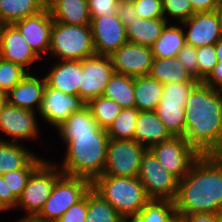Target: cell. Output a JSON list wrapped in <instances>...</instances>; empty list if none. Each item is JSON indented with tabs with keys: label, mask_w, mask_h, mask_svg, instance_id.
I'll use <instances>...</instances> for the list:
<instances>
[{
	"label": "cell",
	"mask_w": 222,
	"mask_h": 222,
	"mask_svg": "<svg viewBox=\"0 0 222 222\" xmlns=\"http://www.w3.org/2000/svg\"><path fill=\"white\" fill-rule=\"evenodd\" d=\"M57 129L67 145L62 173L88 179L91 183L101 176L110 138L106 130L97 125L89 107L85 105L73 112Z\"/></svg>",
	"instance_id": "6da1fadb"
},
{
	"label": "cell",
	"mask_w": 222,
	"mask_h": 222,
	"mask_svg": "<svg viewBox=\"0 0 222 222\" xmlns=\"http://www.w3.org/2000/svg\"><path fill=\"white\" fill-rule=\"evenodd\" d=\"M184 108L188 143L200 155H222V90L199 82Z\"/></svg>",
	"instance_id": "7a4b0ae2"
},
{
	"label": "cell",
	"mask_w": 222,
	"mask_h": 222,
	"mask_svg": "<svg viewBox=\"0 0 222 222\" xmlns=\"http://www.w3.org/2000/svg\"><path fill=\"white\" fill-rule=\"evenodd\" d=\"M177 215L219 213L222 206V155H201L178 181Z\"/></svg>",
	"instance_id": "3957f363"
},
{
	"label": "cell",
	"mask_w": 222,
	"mask_h": 222,
	"mask_svg": "<svg viewBox=\"0 0 222 222\" xmlns=\"http://www.w3.org/2000/svg\"><path fill=\"white\" fill-rule=\"evenodd\" d=\"M91 188L126 221L134 218L151 200L138 177L101 175L91 183Z\"/></svg>",
	"instance_id": "277c9868"
},
{
	"label": "cell",
	"mask_w": 222,
	"mask_h": 222,
	"mask_svg": "<svg viewBox=\"0 0 222 222\" xmlns=\"http://www.w3.org/2000/svg\"><path fill=\"white\" fill-rule=\"evenodd\" d=\"M48 53L60 61H81L95 55L91 25L76 26L54 21Z\"/></svg>",
	"instance_id": "5b68a950"
},
{
	"label": "cell",
	"mask_w": 222,
	"mask_h": 222,
	"mask_svg": "<svg viewBox=\"0 0 222 222\" xmlns=\"http://www.w3.org/2000/svg\"><path fill=\"white\" fill-rule=\"evenodd\" d=\"M90 189L91 182L88 179L62 174L55 181L51 195L37 217L56 222L72 205L80 201Z\"/></svg>",
	"instance_id": "8992f818"
},
{
	"label": "cell",
	"mask_w": 222,
	"mask_h": 222,
	"mask_svg": "<svg viewBox=\"0 0 222 222\" xmlns=\"http://www.w3.org/2000/svg\"><path fill=\"white\" fill-rule=\"evenodd\" d=\"M59 165L43 161L31 174L18 198L16 208H23L26 216H37L51 195L55 181L63 174Z\"/></svg>",
	"instance_id": "52a82bcc"
},
{
	"label": "cell",
	"mask_w": 222,
	"mask_h": 222,
	"mask_svg": "<svg viewBox=\"0 0 222 222\" xmlns=\"http://www.w3.org/2000/svg\"><path fill=\"white\" fill-rule=\"evenodd\" d=\"M137 177L150 199L175 200L179 180L161 165L150 149L142 157Z\"/></svg>",
	"instance_id": "ba28073f"
},
{
	"label": "cell",
	"mask_w": 222,
	"mask_h": 222,
	"mask_svg": "<svg viewBox=\"0 0 222 222\" xmlns=\"http://www.w3.org/2000/svg\"><path fill=\"white\" fill-rule=\"evenodd\" d=\"M146 150L147 148L134 140L110 139L102 175L137 177Z\"/></svg>",
	"instance_id": "9c48e42d"
},
{
	"label": "cell",
	"mask_w": 222,
	"mask_h": 222,
	"mask_svg": "<svg viewBox=\"0 0 222 222\" xmlns=\"http://www.w3.org/2000/svg\"><path fill=\"white\" fill-rule=\"evenodd\" d=\"M150 150L161 165L178 180L188 174L192 164L201 156L184 137H171L153 145Z\"/></svg>",
	"instance_id": "30bf717a"
},
{
	"label": "cell",
	"mask_w": 222,
	"mask_h": 222,
	"mask_svg": "<svg viewBox=\"0 0 222 222\" xmlns=\"http://www.w3.org/2000/svg\"><path fill=\"white\" fill-rule=\"evenodd\" d=\"M114 74L110 56L93 55L81 60V80L78 96L87 104L102 96L105 86Z\"/></svg>",
	"instance_id": "8fae6325"
},
{
	"label": "cell",
	"mask_w": 222,
	"mask_h": 222,
	"mask_svg": "<svg viewBox=\"0 0 222 222\" xmlns=\"http://www.w3.org/2000/svg\"><path fill=\"white\" fill-rule=\"evenodd\" d=\"M91 28L96 55L111 56L128 42L126 27L117 14L93 17Z\"/></svg>",
	"instance_id": "7c38bea8"
},
{
	"label": "cell",
	"mask_w": 222,
	"mask_h": 222,
	"mask_svg": "<svg viewBox=\"0 0 222 222\" xmlns=\"http://www.w3.org/2000/svg\"><path fill=\"white\" fill-rule=\"evenodd\" d=\"M85 105L86 103L79 96L65 94L46 83L40 109L36 112L49 125L58 128L73 112Z\"/></svg>",
	"instance_id": "4fadbf2b"
},
{
	"label": "cell",
	"mask_w": 222,
	"mask_h": 222,
	"mask_svg": "<svg viewBox=\"0 0 222 222\" xmlns=\"http://www.w3.org/2000/svg\"><path fill=\"white\" fill-rule=\"evenodd\" d=\"M114 72L138 77L148 75L153 62L150 47L126 42L111 56Z\"/></svg>",
	"instance_id": "5bb4252c"
},
{
	"label": "cell",
	"mask_w": 222,
	"mask_h": 222,
	"mask_svg": "<svg viewBox=\"0 0 222 222\" xmlns=\"http://www.w3.org/2000/svg\"><path fill=\"white\" fill-rule=\"evenodd\" d=\"M36 112L12 106L6 102L0 112V129L10 142L18 143L20 139H33L39 134ZM19 140V141H18Z\"/></svg>",
	"instance_id": "9a60e30c"
},
{
	"label": "cell",
	"mask_w": 222,
	"mask_h": 222,
	"mask_svg": "<svg viewBox=\"0 0 222 222\" xmlns=\"http://www.w3.org/2000/svg\"><path fill=\"white\" fill-rule=\"evenodd\" d=\"M181 24L189 27L184 33L186 44L196 48L215 44L222 37V20L216 10L194 13Z\"/></svg>",
	"instance_id": "2e32d148"
},
{
	"label": "cell",
	"mask_w": 222,
	"mask_h": 222,
	"mask_svg": "<svg viewBox=\"0 0 222 222\" xmlns=\"http://www.w3.org/2000/svg\"><path fill=\"white\" fill-rule=\"evenodd\" d=\"M53 22L51 13L46 7L43 11L17 21L13 25L23 35L33 51L42 58L40 53L49 51Z\"/></svg>",
	"instance_id": "e0dca14e"
},
{
	"label": "cell",
	"mask_w": 222,
	"mask_h": 222,
	"mask_svg": "<svg viewBox=\"0 0 222 222\" xmlns=\"http://www.w3.org/2000/svg\"><path fill=\"white\" fill-rule=\"evenodd\" d=\"M0 57L21 66L27 72L29 65L41 58L13 24L0 27Z\"/></svg>",
	"instance_id": "ac0fdd59"
},
{
	"label": "cell",
	"mask_w": 222,
	"mask_h": 222,
	"mask_svg": "<svg viewBox=\"0 0 222 222\" xmlns=\"http://www.w3.org/2000/svg\"><path fill=\"white\" fill-rule=\"evenodd\" d=\"M46 86L45 76L37 78L30 75V72L7 94L8 104L22 109L39 111ZM35 105V106H34Z\"/></svg>",
	"instance_id": "d6986e66"
},
{
	"label": "cell",
	"mask_w": 222,
	"mask_h": 222,
	"mask_svg": "<svg viewBox=\"0 0 222 222\" xmlns=\"http://www.w3.org/2000/svg\"><path fill=\"white\" fill-rule=\"evenodd\" d=\"M52 66L47 73L46 83L54 89L65 94L78 96L79 84L81 80V61L61 60Z\"/></svg>",
	"instance_id": "ffe728a7"
},
{
	"label": "cell",
	"mask_w": 222,
	"mask_h": 222,
	"mask_svg": "<svg viewBox=\"0 0 222 222\" xmlns=\"http://www.w3.org/2000/svg\"><path fill=\"white\" fill-rule=\"evenodd\" d=\"M171 137L155 111H139L135 124L134 141L150 149L153 145L169 140Z\"/></svg>",
	"instance_id": "44dd1931"
},
{
	"label": "cell",
	"mask_w": 222,
	"mask_h": 222,
	"mask_svg": "<svg viewBox=\"0 0 222 222\" xmlns=\"http://www.w3.org/2000/svg\"><path fill=\"white\" fill-rule=\"evenodd\" d=\"M54 21L68 25H91L87 0H47Z\"/></svg>",
	"instance_id": "7402d4cb"
},
{
	"label": "cell",
	"mask_w": 222,
	"mask_h": 222,
	"mask_svg": "<svg viewBox=\"0 0 222 222\" xmlns=\"http://www.w3.org/2000/svg\"><path fill=\"white\" fill-rule=\"evenodd\" d=\"M44 160L24 148L22 144L0 138V175L22 169L38 167Z\"/></svg>",
	"instance_id": "603a6c76"
},
{
	"label": "cell",
	"mask_w": 222,
	"mask_h": 222,
	"mask_svg": "<svg viewBox=\"0 0 222 222\" xmlns=\"http://www.w3.org/2000/svg\"><path fill=\"white\" fill-rule=\"evenodd\" d=\"M148 75L157 79L163 85L172 82H193L195 80L177 57L154 58Z\"/></svg>",
	"instance_id": "cb8c5ba5"
},
{
	"label": "cell",
	"mask_w": 222,
	"mask_h": 222,
	"mask_svg": "<svg viewBox=\"0 0 222 222\" xmlns=\"http://www.w3.org/2000/svg\"><path fill=\"white\" fill-rule=\"evenodd\" d=\"M46 7L47 0H0V24L12 25Z\"/></svg>",
	"instance_id": "d4e9b609"
},
{
	"label": "cell",
	"mask_w": 222,
	"mask_h": 222,
	"mask_svg": "<svg viewBox=\"0 0 222 222\" xmlns=\"http://www.w3.org/2000/svg\"><path fill=\"white\" fill-rule=\"evenodd\" d=\"M164 85L149 75L134 77L135 107L139 111H155Z\"/></svg>",
	"instance_id": "484cf974"
},
{
	"label": "cell",
	"mask_w": 222,
	"mask_h": 222,
	"mask_svg": "<svg viewBox=\"0 0 222 222\" xmlns=\"http://www.w3.org/2000/svg\"><path fill=\"white\" fill-rule=\"evenodd\" d=\"M168 23L165 18L135 20L127 29L128 42L151 47Z\"/></svg>",
	"instance_id": "4316f807"
},
{
	"label": "cell",
	"mask_w": 222,
	"mask_h": 222,
	"mask_svg": "<svg viewBox=\"0 0 222 222\" xmlns=\"http://www.w3.org/2000/svg\"><path fill=\"white\" fill-rule=\"evenodd\" d=\"M185 31L177 25H168L163 28L161 35L150 47L153 58L177 57L185 45Z\"/></svg>",
	"instance_id": "83f0119b"
},
{
	"label": "cell",
	"mask_w": 222,
	"mask_h": 222,
	"mask_svg": "<svg viewBox=\"0 0 222 222\" xmlns=\"http://www.w3.org/2000/svg\"><path fill=\"white\" fill-rule=\"evenodd\" d=\"M185 104L186 102L160 100L155 110L172 137L185 135Z\"/></svg>",
	"instance_id": "f1b7e54d"
},
{
	"label": "cell",
	"mask_w": 222,
	"mask_h": 222,
	"mask_svg": "<svg viewBox=\"0 0 222 222\" xmlns=\"http://www.w3.org/2000/svg\"><path fill=\"white\" fill-rule=\"evenodd\" d=\"M102 95L115 101L122 108L135 107L134 77L114 72Z\"/></svg>",
	"instance_id": "f546056e"
},
{
	"label": "cell",
	"mask_w": 222,
	"mask_h": 222,
	"mask_svg": "<svg viewBox=\"0 0 222 222\" xmlns=\"http://www.w3.org/2000/svg\"><path fill=\"white\" fill-rule=\"evenodd\" d=\"M174 201L151 199L141 211L127 222H176Z\"/></svg>",
	"instance_id": "4dcf8cb0"
},
{
	"label": "cell",
	"mask_w": 222,
	"mask_h": 222,
	"mask_svg": "<svg viewBox=\"0 0 222 222\" xmlns=\"http://www.w3.org/2000/svg\"><path fill=\"white\" fill-rule=\"evenodd\" d=\"M86 222H127L92 188L87 192Z\"/></svg>",
	"instance_id": "1f68e13d"
},
{
	"label": "cell",
	"mask_w": 222,
	"mask_h": 222,
	"mask_svg": "<svg viewBox=\"0 0 222 222\" xmlns=\"http://www.w3.org/2000/svg\"><path fill=\"white\" fill-rule=\"evenodd\" d=\"M139 115L136 107L122 108L114 122L106 130L110 139L133 140L135 124Z\"/></svg>",
	"instance_id": "d6a6232c"
},
{
	"label": "cell",
	"mask_w": 222,
	"mask_h": 222,
	"mask_svg": "<svg viewBox=\"0 0 222 222\" xmlns=\"http://www.w3.org/2000/svg\"><path fill=\"white\" fill-rule=\"evenodd\" d=\"M86 105L92 112V116L97 125L104 130L110 127L122 110V107L115 101L103 95L90 100Z\"/></svg>",
	"instance_id": "836d02e7"
},
{
	"label": "cell",
	"mask_w": 222,
	"mask_h": 222,
	"mask_svg": "<svg viewBox=\"0 0 222 222\" xmlns=\"http://www.w3.org/2000/svg\"><path fill=\"white\" fill-rule=\"evenodd\" d=\"M27 73L21 66L0 57V92L7 94Z\"/></svg>",
	"instance_id": "e575fe53"
},
{
	"label": "cell",
	"mask_w": 222,
	"mask_h": 222,
	"mask_svg": "<svg viewBox=\"0 0 222 222\" xmlns=\"http://www.w3.org/2000/svg\"><path fill=\"white\" fill-rule=\"evenodd\" d=\"M37 167H23L3 174L4 181L7 182L8 193H12L17 199L21 196L29 177Z\"/></svg>",
	"instance_id": "d590c367"
},
{
	"label": "cell",
	"mask_w": 222,
	"mask_h": 222,
	"mask_svg": "<svg viewBox=\"0 0 222 222\" xmlns=\"http://www.w3.org/2000/svg\"><path fill=\"white\" fill-rule=\"evenodd\" d=\"M197 58L198 81L202 82L218 62L214 44L198 47Z\"/></svg>",
	"instance_id": "8d00e7d4"
},
{
	"label": "cell",
	"mask_w": 222,
	"mask_h": 222,
	"mask_svg": "<svg viewBox=\"0 0 222 222\" xmlns=\"http://www.w3.org/2000/svg\"><path fill=\"white\" fill-rule=\"evenodd\" d=\"M162 4L164 18L167 21V15L182 23L194 14L190 0H162Z\"/></svg>",
	"instance_id": "74e56055"
},
{
	"label": "cell",
	"mask_w": 222,
	"mask_h": 222,
	"mask_svg": "<svg viewBox=\"0 0 222 222\" xmlns=\"http://www.w3.org/2000/svg\"><path fill=\"white\" fill-rule=\"evenodd\" d=\"M198 83L199 81L195 79L193 82L164 84L160 100L186 102L187 97Z\"/></svg>",
	"instance_id": "f35d334b"
},
{
	"label": "cell",
	"mask_w": 222,
	"mask_h": 222,
	"mask_svg": "<svg viewBox=\"0 0 222 222\" xmlns=\"http://www.w3.org/2000/svg\"><path fill=\"white\" fill-rule=\"evenodd\" d=\"M139 18H164L162 0H133Z\"/></svg>",
	"instance_id": "ab89813d"
},
{
	"label": "cell",
	"mask_w": 222,
	"mask_h": 222,
	"mask_svg": "<svg viewBox=\"0 0 222 222\" xmlns=\"http://www.w3.org/2000/svg\"><path fill=\"white\" fill-rule=\"evenodd\" d=\"M177 58L187 71L198 80L197 48L185 43L179 51Z\"/></svg>",
	"instance_id": "60d3db41"
},
{
	"label": "cell",
	"mask_w": 222,
	"mask_h": 222,
	"mask_svg": "<svg viewBox=\"0 0 222 222\" xmlns=\"http://www.w3.org/2000/svg\"><path fill=\"white\" fill-rule=\"evenodd\" d=\"M119 0H87L91 19L117 14V5Z\"/></svg>",
	"instance_id": "b9f144b4"
},
{
	"label": "cell",
	"mask_w": 222,
	"mask_h": 222,
	"mask_svg": "<svg viewBox=\"0 0 222 222\" xmlns=\"http://www.w3.org/2000/svg\"><path fill=\"white\" fill-rule=\"evenodd\" d=\"M87 217V193L72 205L56 222H86Z\"/></svg>",
	"instance_id": "7bdbcfd3"
},
{
	"label": "cell",
	"mask_w": 222,
	"mask_h": 222,
	"mask_svg": "<svg viewBox=\"0 0 222 222\" xmlns=\"http://www.w3.org/2000/svg\"><path fill=\"white\" fill-rule=\"evenodd\" d=\"M117 15L126 29L138 19L133 0H119L117 5Z\"/></svg>",
	"instance_id": "ee69618b"
},
{
	"label": "cell",
	"mask_w": 222,
	"mask_h": 222,
	"mask_svg": "<svg viewBox=\"0 0 222 222\" xmlns=\"http://www.w3.org/2000/svg\"><path fill=\"white\" fill-rule=\"evenodd\" d=\"M17 201L18 199L12 193H8L7 182L0 175V204L8 211L16 207Z\"/></svg>",
	"instance_id": "f6af8a7d"
},
{
	"label": "cell",
	"mask_w": 222,
	"mask_h": 222,
	"mask_svg": "<svg viewBox=\"0 0 222 222\" xmlns=\"http://www.w3.org/2000/svg\"><path fill=\"white\" fill-rule=\"evenodd\" d=\"M181 222H221L218 213H193L188 215H177Z\"/></svg>",
	"instance_id": "bcb514c9"
},
{
	"label": "cell",
	"mask_w": 222,
	"mask_h": 222,
	"mask_svg": "<svg viewBox=\"0 0 222 222\" xmlns=\"http://www.w3.org/2000/svg\"><path fill=\"white\" fill-rule=\"evenodd\" d=\"M205 85L222 90V61H218L209 75L202 81Z\"/></svg>",
	"instance_id": "7dc6e473"
},
{
	"label": "cell",
	"mask_w": 222,
	"mask_h": 222,
	"mask_svg": "<svg viewBox=\"0 0 222 222\" xmlns=\"http://www.w3.org/2000/svg\"><path fill=\"white\" fill-rule=\"evenodd\" d=\"M194 13L211 12L217 9L219 0H190Z\"/></svg>",
	"instance_id": "c3c4849f"
},
{
	"label": "cell",
	"mask_w": 222,
	"mask_h": 222,
	"mask_svg": "<svg viewBox=\"0 0 222 222\" xmlns=\"http://www.w3.org/2000/svg\"><path fill=\"white\" fill-rule=\"evenodd\" d=\"M216 57L218 61H222V37L214 44Z\"/></svg>",
	"instance_id": "681fc988"
},
{
	"label": "cell",
	"mask_w": 222,
	"mask_h": 222,
	"mask_svg": "<svg viewBox=\"0 0 222 222\" xmlns=\"http://www.w3.org/2000/svg\"><path fill=\"white\" fill-rule=\"evenodd\" d=\"M17 222H51L38 218L37 216H24Z\"/></svg>",
	"instance_id": "f907efd6"
},
{
	"label": "cell",
	"mask_w": 222,
	"mask_h": 222,
	"mask_svg": "<svg viewBox=\"0 0 222 222\" xmlns=\"http://www.w3.org/2000/svg\"><path fill=\"white\" fill-rule=\"evenodd\" d=\"M6 102V94L0 92V112L2 111V108Z\"/></svg>",
	"instance_id": "816d5d0a"
},
{
	"label": "cell",
	"mask_w": 222,
	"mask_h": 222,
	"mask_svg": "<svg viewBox=\"0 0 222 222\" xmlns=\"http://www.w3.org/2000/svg\"><path fill=\"white\" fill-rule=\"evenodd\" d=\"M216 11L222 20V0H219Z\"/></svg>",
	"instance_id": "f5cc1de1"
},
{
	"label": "cell",
	"mask_w": 222,
	"mask_h": 222,
	"mask_svg": "<svg viewBox=\"0 0 222 222\" xmlns=\"http://www.w3.org/2000/svg\"><path fill=\"white\" fill-rule=\"evenodd\" d=\"M219 218H220V220H222V206L220 207V210H219Z\"/></svg>",
	"instance_id": "db71d44e"
},
{
	"label": "cell",
	"mask_w": 222,
	"mask_h": 222,
	"mask_svg": "<svg viewBox=\"0 0 222 222\" xmlns=\"http://www.w3.org/2000/svg\"><path fill=\"white\" fill-rule=\"evenodd\" d=\"M0 211L2 212H4V211H7L1 204H0Z\"/></svg>",
	"instance_id": "11a10c76"
}]
</instances>
